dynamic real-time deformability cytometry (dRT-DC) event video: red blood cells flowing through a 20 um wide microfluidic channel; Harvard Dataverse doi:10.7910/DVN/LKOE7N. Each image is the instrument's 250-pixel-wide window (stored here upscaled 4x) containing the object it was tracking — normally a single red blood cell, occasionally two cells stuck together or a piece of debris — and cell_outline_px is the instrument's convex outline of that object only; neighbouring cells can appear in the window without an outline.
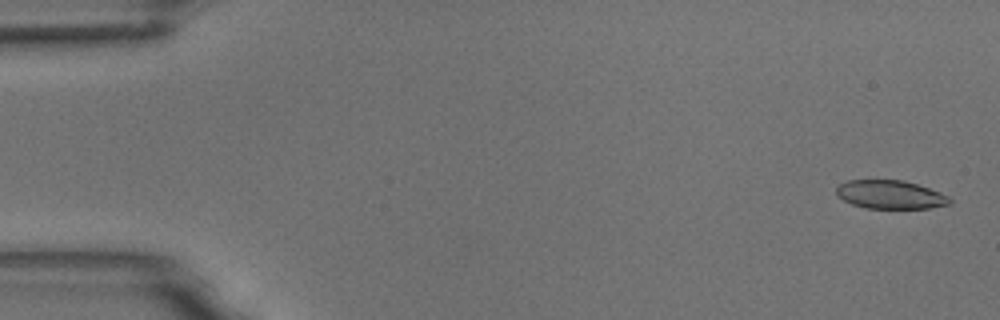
{"species": "common noctule bat (a hibernating species)", "species_latin": "Nyctalus noctula", "temperature_condition": "room temperature", "stored_images_in_passage": 55, "camera_frame_rate_fps": 3000, "um_per_image_px": 0.085, "animal": {"sex": "male", "body_mass_g": 18.8}, "frame": {"image": 1, "passage_image": 2, "time_ms": 0.333, "image_size_px": [1000, 320], "cell_outline_px": [[952, 200], [948, 204], [928, 208], [864, 208], [852, 204], [836, 196], [836, 188], [840, 184], [848, 180], [904, 180], [940, 192], [948, 196]], "centroid_in_image_um": [75.64, 16.54], "position_along_channel_um": 9.4, "area_um2": 18.73}}
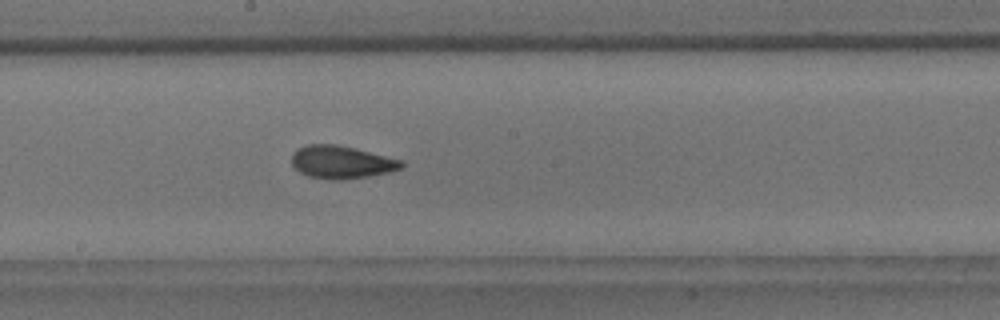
{"frame": {"image": 2, "passage_image": 30, "time_ms": 9.667, "image_size_px": [1000, 320], "cell_outline_px": [[404, 164], [400, 168], [388, 172], [368, 176], [340, 180], [336, 180], [308, 176], [300, 172], [292, 164], [292, 152], [296, 148], [304, 144], [336, 144], [404, 160]], "centroid_in_image_um": [28.99, 13.77], "position_along_channel_um": 219.2, "area_um2": 20.92}}
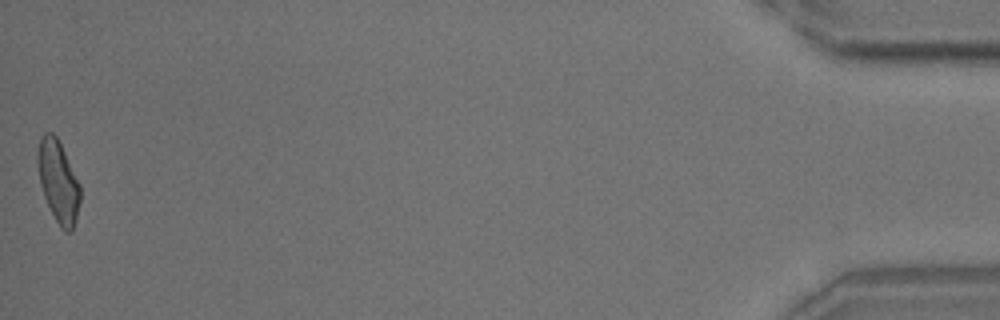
{"frame": {"image": 3, "passage_image": 55, "time_ms": 18.0, "image_size_px": [1000, 320], "cell_outline_px": [[80, 200], [76, 220], [72, 232], [64, 232], [60, 228], [44, 196], [40, 184], [36, 160], [36, 156], [40, 136], [44, 132], [52, 132], [56, 136], [80, 184]], "centroid_in_image_um": [4.94, 15.42], "position_along_channel_um": 430.3, "area_um2": 20.29}, "authors_computed_cell_mechanics": {"area_um2": 20.3456, "velocity_mm_per_s": 3.6836, "shape_relaxation_time_tau1_ms": 5.4555, "shape_relaxation_time_tau2_ms": 1.8647, "deformation_change_tau1": 0.1428, "deformation_change_tau2": 0.0837}}